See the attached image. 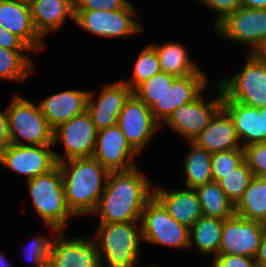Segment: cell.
Here are the masks:
<instances>
[{
    "mask_svg": "<svg viewBox=\"0 0 266 267\" xmlns=\"http://www.w3.org/2000/svg\"><path fill=\"white\" fill-rule=\"evenodd\" d=\"M153 182L137 167L110 172L99 203L91 214L99 224L140 221L146 203L153 197Z\"/></svg>",
    "mask_w": 266,
    "mask_h": 267,
    "instance_id": "6da1fadb",
    "label": "cell"
},
{
    "mask_svg": "<svg viewBox=\"0 0 266 267\" xmlns=\"http://www.w3.org/2000/svg\"><path fill=\"white\" fill-rule=\"evenodd\" d=\"M66 202L75 216H91L106 187L109 171L95 158H74L57 163Z\"/></svg>",
    "mask_w": 266,
    "mask_h": 267,
    "instance_id": "7a4b0ae2",
    "label": "cell"
},
{
    "mask_svg": "<svg viewBox=\"0 0 266 267\" xmlns=\"http://www.w3.org/2000/svg\"><path fill=\"white\" fill-rule=\"evenodd\" d=\"M101 267H137L143 241L140 221L99 224L94 237Z\"/></svg>",
    "mask_w": 266,
    "mask_h": 267,
    "instance_id": "3957f363",
    "label": "cell"
},
{
    "mask_svg": "<svg viewBox=\"0 0 266 267\" xmlns=\"http://www.w3.org/2000/svg\"><path fill=\"white\" fill-rule=\"evenodd\" d=\"M27 188L32 200V206L53 236L64 231L72 217H76L69 209L62 174L58 164L49 172L27 180Z\"/></svg>",
    "mask_w": 266,
    "mask_h": 267,
    "instance_id": "277c9868",
    "label": "cell"
},
{
    "mask_svg": "<svg viewBox=\"0 0 266 267\" xmlns=\"http://www.w3.org/2000/svg\"><path fill=\"white\" fill-rule=\"evenodd\" d=\"M9 139L15 145L53 144V129L39 104L14 94L6 108Z\"/></svg>",
    "mask_w": 266,
    "mask_h": 267,
    "instance_id": "5b68a950",
    "label": "cell"
},
{
    "mask_svg": "<svg viewBox=\"0 0 266 267\" xmlns=\"http://www.w3.org/2000/svg\"><path fill=\"white\" fill-rule=\"evenodd\" d=\"M242 69L218 83L223 92L222 100H232L244 105L262 108L266 106V62L255 53H247Z\"/></svg>",
    "mask_w": 266,
    "mask_h": 267,
    "instance_id": "8992f818",
    "label": "cell"
},
{
    "mask_svg": "<svg viewBox=\"0 0 266 267\" xmlns=\"http://www.w3.org/2000/svg\"><path fill=\"white\" fill-rule=\"evenodd\" d=\"M140 223L143 243L189 248V228L172 218L154 196L146 203Z\"/></svg>",
    "mask_w": 266,
    "mask_h": 267,
    "instance_id": "52a82bcc",
    "label": "cell"
},
{
    "mask_svg": "<svg viewBox=\"0 0 266 267\" xmlns=\"http://www.w3.org/2000/svg\"><path fill=\"white\" fill-rule=\"evenodd\" d=\"M137 15L133 4L116 11H75V23L85 32L101 38H129L144 30L135 18Z\"/></svg>",
    "mask_w": 266,
    "mask_h": 267,
    "instance_id": "ba28073f",
    "label": "cell"
},
{
    "mask_svg": "<svg viewBox=\"0 0 266 267\" xmlns=\"http://www.w3.org/2000/svg\"><path fill=\"white\" fill-rule=\"evenodd\" d=\"M213 29L221 38L249 46L247 53H256L266 40V9L241 6L228 14Z\"/></svg>",
    "mask_w": 266,
    "mask_h": 267,
    "instance_id": "9c48e42d",
    "label": "cell"
},
{
    "mask_svg": "<svg viewBox=\"0 0 266 267\" xmlns=\"http://www.w3.org/2000/svg\"><path fill=\"white\" fill-rule=\"evenodd\" d=\"M217 86L216 98L212 100L202 94L204 90L191 102L179 106L170 116L161 124L176 132L179 136L188 142L193 140L210 123L215 113L222 107L223 92L219 85Z\"/></svg>",
    "mask_w": 266,
    "mask_h": 267,
    "instance_id": "30bf717a",
    "label": "cell"
},
{
    "mask_svg": "<svg viewBox=\"0 0 266 267\" xmlns=\"http://www.w3.org/2000/svg\"><path fill=\"white\" fill-rule=\"evenodd\" d=\"M97 132L98 130L87 111L59 125L53 131V145L61 144L64 154L54 149L56 162L92 157L96 146Z\"/></svg>",
    "mask_w": 266,
    "mask_h": 267,
    "instance_id": "8fae6325",
    "label": "cell"
},
{
    "mask_svg": "<svg viewBox=\"0 0 266 267\" xmlns=\"http://www.w3.org/2000/svg\"><path fill=\"white\" fill-rule=\"evenodd\" d=\"M117 125L127 142L140 155L150 144V140L161 129V124L152 115L150 107L134 94L125 102ZM143 151V152H142Z\"/></svg>",
    "mask_w": 266,
    "mask_h": 267,
    "instance_id": "7c38bea8",
    "label": "cell"
},
{
    "mask_svg": "<svg viewBox=\"0 0 266 267\" xmlns=\"http://www.w3.org/2000/svg\"><path fill=\"white\" fill-rule=\"evenodd\" d=\"M53 144L15 145L9 143L0 151V165L26 177V180L45 174L53 169L57 162Z\"/></svg>",
    "mask_w": 266,
    "mask_h": 267,
    "instance_id": "4fadbf2b",
    "label": "cell"
},
{
    "mask_svg": "<svg viewBox=\"0 0 266 267\" xmlns=\"http://www.w3.org/2000/svg\"><path fill=\"white\" fill-rule=\"evenodd\" d=\"M264 234L260 221L244 219L234 214L224 219L218 254L255 258Z\"/></svg>",
    "mask_w": 266,
    "mask_h": 267,
    "instance_id": "5bb4252c",
    "label": "cell"
},
{
    "mask_svg": "<svg viewBox=\"0 0 266 267\" xmlns=\"http://www.w3.org/2000/svg\"><path fill=\"white\" fill-rule=\"evenodd\" d=\"M100 90L98 97L95 91H89L86 109L97 130L117 125L125 102L133 94V90L122 79L106 82Z\"/></svg>",
    "mask_w": 266,
    "mask_h": 267,
    "instance_id": "9a60e30c",
    "label": "cell"
},
{
    "mask_svg": "<svg viewBox=\"0 0 266 267\" xmlns=\"http://www.w3.org/2000/svg\"><path fill=\"white\" fill-rule=\"evenodd\" d=\"M47 267H101L95 240L70 238L64 231L53 237Z\"/></svg>",
    "mask_w": 266,
    "mask_h": 267,
    "instance_id": "2e32d148",
    "label": "cell"
},
{
    "mask_svg": "<svg viewBox=\"0 0 266 267\" xmlns=\"http://www.w3.org/2000/svg\"><path fill=\"white\" fill-rule=\"evenodd\" d=\"M136 156L139 157V154L127 142L118 125L98 130L92 157L109 172L128 171L137 167Z\"/></svg>",
    "mask_w": 266,
    "mask_h": 267,
    "instance_id": "e0dca14e",
    "label": "cell"
},
{
    "mask_svg": "<svg viewBox=\"0 0 266 267\" xmlns=\"http://www.w3.org/2000/svg\"><path fill=\"white\" fill-rule=\"evenodd\" d=\"M207 82L206 74L177 77L165 94L150 107L152 115L162 124L179 106L191 102L206 89Z\"/></svg>",
    "mask_w": 266,
    "mask_h": 267,
    "instance_id": "ac0fdd59",
    "label": "cell"
},
{
    "mask_svg": "<svg viewBox=\"0 0 266 267\" xmlns=\"http://www.w3.org/2000/svg\"><path fill=\"white\" fill-rule=\"evenodd\" d=\"M0 26L21 38L34 53L46 48L33 26L28 4L19 0H0Z\"/></svg>",
    "mask_w": 266,
    "mask_h": 267,
    "instance_id": "d6986e66",
    "label": "cell"
},
{
    "mask_svg": "<svg viewBox=\"0 0 266 267\" xmlns=\"http://www.w3.org/2000/svg\"><path fill=\"white\" fill-rule=\"evenodd\" d=\"M89 91L67 89L39 101L42 114L54 130L87 109Z\"/></svg>",
    "mask_w": 266,
    "mask_h": 267,
    "instance_id": "ffe728a7",
    "label": "cell"
},
{
    "mask_svg": "<svg viewBox=\"0 0 266 267\" xmlns=\"http://www.w3.org/2000/svg\"><path fill=\"white\" fill-rule=\"evenodd\" d=\"M177 189L167 191L162 186H154L153 196L172 218L190 228L202 216L199 197L195 189Z\"/></svg>",
    "mask_w": 266,
    "mask_h": 267,
    "instance_id": "44dd1931",
    "label": "cell"
},
{
    "mask_svg": "<svg viewBox=\"0 0 266 267\" xmlns=\"http://www.w3.org/2000/svg\"><path fill=\"white\" fill-rule=\"evenodd\" d=\"M193 143L210 153L241 148L234 122L223 107L215 113Z\"/></svg>",
    "mask_w": 266,
    "mask_h": 267,
    "instance_id": "7402d4cb",
    "label": "cell"
},
{
    "mask_svg": "<svg viewBox=\"0 0 266 267\" xmlns=\"http://www.w3.org/2000/svg\"><path fill=\"white\" fill-rule=\"evenodd\" d=\"M30 10L33 26L43 40L63 27L68 17L75 22V0H36Z\"/></svg>",
    "mask_w": 266,
    "mask_h": 267,
    "instance_id": "603a6c76",
    "label": "cell"
},
{
    "mask_svg": "<svg viewBox=\"0 0 266 267\" xmlns=\"http://www.w3.org/2000/svg\"><path fill=\"white\" fill-rule=\"evenodd\" d=\"M222 107L232 118L241 147L264 143L262 117L259 108L250 107L237 101L222 100Z\"/></svg>",
    "mask_w": 266,
    "mask_h": 267,
    "instance_id": "cb8c5ba5",
    "label": "cell"
},
{
    "mask_svg": "<svg viewBox=\"0 0 266 267\" xmlns=\"http://www.w3.org/2000/svg\"><path fill=\"white\" fill-rule=\"evenodd\" d=\"M156 50L160 67L163 72L175 77L192 74H206L197 62L189 57L186 46L177 42H166L162 45L150 43Z\"/></svg>",
    "mask_w": 266,
    "mask_h": 267,
    "instance_id": "d4e9b609",
    "label": "cell"
},
{
    "mask_svg": "<svg viewBox=\"0 0 266 267\" xmlns=\"http://www.w3.org/2000/svg\"><path fill=\"white\" fill-rule=\"evenodd\" d=\"M223 222L202 215L189 228V248L193 246L200 255L216 257L222 240Z\"/></svg>",
    "mask_w": 266,
    "mask_h": 267,
    "instance_id": "484cf974",
    "label": "cell"
},
{
    "mask_svg": "<svg viewBox=\"0 0 266 267\" xmlns=\"http://www.w3.org/2000/svg\"><path fill=\"white\" fill-rule=\"evenodd\" d=\"M191 149L184 157L183 170L185 171V188L196 189L199 186L213 181L211 170L212 153L189 142Z\"/></svg>",
    "mask_w": 266,
    "mask_h": 267,
    "instance_id": "4316f807",
    "label": "cell"
},
{
    "mask_svg": "<svg viewBox=\"0 0 266 267\" xmlns=\"http://www.w3.org/2000/svg\"><path fill=\"white\" fill-rule=\"evenodd\" d=\"M195 190L203 216L224 220L235 214V205L227 198L218 182L212 181Z\"/></svg>",
    "mask_w": 266,
    "mask_h": 267,
    "instance_id": "83f0119b",
    "label": "cell"
},
{
    "mask_svg": "<svg viewBox=\"0 0 266 267\" xmlns=\"http://www.w3.org/2000/svg\"><path fill=\"white\" fill-rule=\"evenodd\" d=\"M235 214L244 219L261 221L266 215V177H253L235 205Z\"/></svg>",
    "mask_w": 266,
    "mask_h": 267,
    "instance_id": "f1b7e54d",
    "label": "cell"
},
{
    "mask_svg": "<svg viewBox=\"0 0 266 267\" xmlns=\"http://www.w3.org/2000/svg\"><path fill=\"white\" fill-rule=\"evenodd\" d=\"M30 52L34 51H13L0 47V80L25 82L34 75L36 63L31 60Z\"/></svg>",
    "mask_w": 266,
    "mask_h": 267,
    "instance_id": "f546056e",
    "label": "cell"
},
{
    "mask_svg": "<svg viewBox=\"0 0 266 267\" xmlns=\"http://www.w3.org/2000/svg\"><path fill=\"white\" fill-rule=\"evenodd\" d=\"M254 174L244 160L233 171L229 172L218 181L227 198L236 205L242 198Z\"/></svg>",
    "mask_w": 266,
    "mask_h": 267,
    "instance_id": "4dcf8cb0",
    "label": "cell"
},
{
    "mask_svg": "<svg viewBox=\"0 0 266 267\" xmlns=\"http://www.w3.org/2000/svg\"><path fill=\"white\" fill-rule=\"evenodd\" d=\"M132 71V77L130 79L122 80L132 90L143 81L150 79L152 76L162 71L156 50L150 43L139 53Z\"/></svg>",
    "mask_w": 266,
    "mask_h": 267,
    "instance_id": "1f68e13d",
    "label": "cell"
},
{
    "mask_svg": "<svg viewBox=\"0 0 266 267\" xmlns=\"http://www.w3.org/2000/svg\"><path fill=\"white\" fill-rule=\"evenodd\" d=\"M177 77L167 74L166 72H159L150 79L140 83L134 90L133 94L148 107H151L156 100H159L172 86L173 81Z\"/></svg>",
    "mask_w": 266,
    "mask_h": 267,
    "instance_id": "d6a6232c",
    "label": "cell"
},
{
    "mask_svg": "<svg viewBox=\"0 0 266 267\" xmlns=\"http://www.w3.org/2000/svg\"><path fill=\"white\" fill-rule=\"evenodd\" d=\"M245 160L244 148L214 152L211 155L213 181L218 182L223 175L233 171Z\"/></svg>",
    "mask_w": 266,
    "mask_h": 267,
    "instance_id": "836d02e7",
    "label": "cell"
},
{
    "mask_svg": "<svg viewBox=\"0 0 266 267\" xmlns=\"http://www.w3.org/2000/svg\"><path fill=\"white\" fill-rule=\"evenodd\" d=\"M53 239L40 235L31 239V242L23 246L24 256L35 267H47Z\"/></svg>",
    "mask_w": 266,
    "mask_h": 267,
    "instance_id": "e575fe53",
    "label": "cell"
},
{
    "mask_svg": "<svg viewBox=\"0 0 266 267\" xmlns=\"http://www.w3.org/2000/svg\"><path fill=\"white\" fill-rule=\"evenodd\" d=\"M245 160L254 176L266 177V142L244 147Z\"/></svg>",
    "mask_w": 266,
    "mask_h": 267,
    "instance_id": "d590c367",
    "label": "cell"
},
{
    "mask_svg": "<svg viewBox=\"0 0 266 267\" xmlns=\"http://www.w3.org/2000/svg\"><path fill=\"white\" fill-rule=\"evenodd\" d=\"M130 4L129 0H75V11H116Z\"/></svg>",
    "mask_w": 266,
    "mask_h": 267,
    "instance_id": "8d00e7d4",
    "label": "cell"
},
{
    "mask_svg": "<svg viewBox=\"0 0 266 267\" xmlns=\"http://www.w3.org/2000/svg\"><path fill=\"white\" fill-rule=\"evenodd\" d=\"M207 8H211L217 15L213 28L221 22L228 14L236 11L242 6L241 0H197Z\"/></svg>",
    "mask_w": 266,
    "mask_h": 267,
    "instance_id": "74e56055",
    "label": "cell"
},
{
    "mask_svg": "<svg viewBox=\"0 0 266 267\" xmlns=\"http://www.w3.org/2000/svg\"><path fill=\"white\" fill-rule=\"evenodd\" d=\"M213 267H257L255 258L232 254H218L212 258Z\"/></svg>",
    "mask_w": 266,
    "mask_h": 267,
    "instance_id": "f35d334b",
    "label": "cell"
},
{
    "mask_svg": "<svg viewBox=\"0 0 266 267\" xmlns=\"http://www.w3.org/2000/svg\"><path fill=\"white\" fill-rule=\"evenodd\" d=\"M0 47L13 51H33L21 38L0 26Z\"/></svg>",
    "mask_w": 266,
    "mask_h": 267,
    "instance_id": "ab89813d",
    "label": "cell"
},
{
    "mask_svg": "<svg viewBox=\"0 0 266 267\" xmlns=\"http://www.w3.org/2000/svg\"><path fill=\"white\" fill-rule=\"evenodd\" d=\"M10 143L6 109L0 110V151Z\"/></svg>",
    "mask_w": 266,
    "mask_h": 267,
    "instance_id": "60d3db41",
    "label": "cell"
},
{
    "mask_svg": "<svg viewBox=\"0 0 266 267\" xmlns=\"http://www.w3.org/2000/svg\"><path fill=\"white\" fill-rule=\"evenodd\" d=\"M255 261L257 267H266V233L262 237Z\"/></svg>",
    "mask_w": 266,
    "mask_h": 267,
    "instance_id": "b9f144b4",
    "label": "cell"
},
{
    "mask_svg": "<svg viewBox=\"0 0 266 267\" xmlns=\"http://www.w3.org/2000/svg\"><path fill=\"white\" fill-rule=\"evenodd\" d=\"M241 4L250 9H266V0H241Z\"/></svg>",
    "mask_w": 266,
    "mask_h": 267,
    "instance_id": "7bdbcfd3",
    "label": "cell"
},
{
    "mask_svg": "<svg viewBox=\"0 0 266 267\" xmlns=\"http://www.w3.org/2000/svg\"><path fill=\"white\" fill-rule=\"evenodd\" d=\"M259 112L262 117V133H264V142H266V106L259 108Z\"/></svg>",
    "mask_w": 266,
    "mask_h": 267,
    "instance_id": "ee69618b",
    "label": "cell"
},
{
    "mask_svg": "<svg viewBox=\"0 0 266 267\" xmlns=\"http://www.w3.org/2000/svg\"><path fill=\"white\" fill-rule=\"evenodd\" d=\"M261 60L266 62V40L262 44V46L255 53Z\"/></svg>",
    "mask_w": 266,
    "mask_h": 267,
    "instance_id": "f6af8a7d",
    "label": "cell"
},
{
    "mask_svg": "<svg viewBox=\"0 0 266 267\" xmlns=\"http://www.w3.org/2000/svg\"><path fill=\"white\" fill-rule=\"evenodd\" d=\"M4 252L0 250V267H13Z\"/></svg>",
    "mask_w": 266,
    "mask_h": 267,
    "instance_id": "bcb514c9",
    "label": "cell"
},
{
    "mask_svg": "<svg viewBox=\"0 0 266 267\" xmlns=\"http://www.w3.org/2000/svg\"><path fill=\"white\" fill-rule=\"evenodd\" d=\"M260 223H261L262 229L266 233V215L261 219Z\"/></svg>",
    "mask_w": 266,
    "mask_h": 267,
    "instance_id": "7dc6e473",
    "label": "cell"
},
{
    "mask_svg": "<svg viewBox=\"0 0 266 267\" xmlns=\"http://www.w3.org/2000/svg\"><path fill=\"white\" fill-rule=\"evenodd\" d=\"M19 1L22 2V3L28 4V5H31L36 0H19Z\"/></svg>",
    "mask_w": 266,
    "mask_h": 267,
    "instance_id": "c3c4849f",
    "label": "cell"
}]
</instances>
